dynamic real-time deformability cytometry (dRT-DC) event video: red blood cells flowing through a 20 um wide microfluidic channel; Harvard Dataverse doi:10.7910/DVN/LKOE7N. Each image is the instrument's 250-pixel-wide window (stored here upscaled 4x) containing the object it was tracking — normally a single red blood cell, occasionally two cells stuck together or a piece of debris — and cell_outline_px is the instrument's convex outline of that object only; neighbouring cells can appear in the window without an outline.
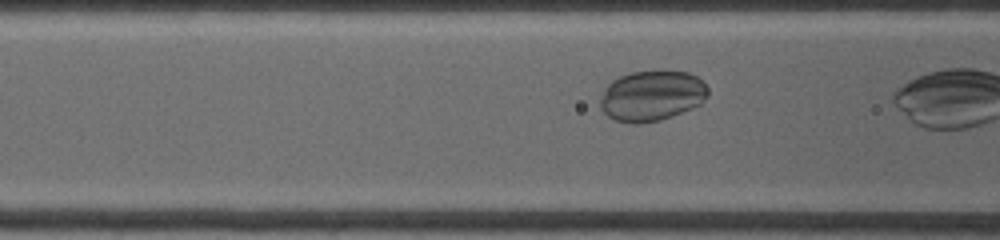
{"species": "common noctule bat (a hibernating species)", "species_latin": "Nyctalus noctula", "temperature_condition": "warm", "stored_images_in_passage": 6, "camera_frame_rate_fps": 4500, "um_per_image_px": 0.085, "animal": {"sex": "female", "body_mass_g": 19.0, "forearm_length_mm": 53.3}, "frame": {"image": 1, "passage_image": 3, "time_ms": 0.222, "image_size_px": [1000, 240], "cell_outline_px": [[708, 96], [700, 104], [692, 108], [672, 116], [660, 120], [636, 124], [632, 124], [616, 120], [608, 116], [600, 108], [600, 100], [604, 88], [612, 80], [620, 76], [632, 72], [688, 72], [696, 76], [708, 88]], "centroid_in_image_um": [55.38, 8.16], "position_along_channel_um": 111.2, "area_um2": 31.44}}